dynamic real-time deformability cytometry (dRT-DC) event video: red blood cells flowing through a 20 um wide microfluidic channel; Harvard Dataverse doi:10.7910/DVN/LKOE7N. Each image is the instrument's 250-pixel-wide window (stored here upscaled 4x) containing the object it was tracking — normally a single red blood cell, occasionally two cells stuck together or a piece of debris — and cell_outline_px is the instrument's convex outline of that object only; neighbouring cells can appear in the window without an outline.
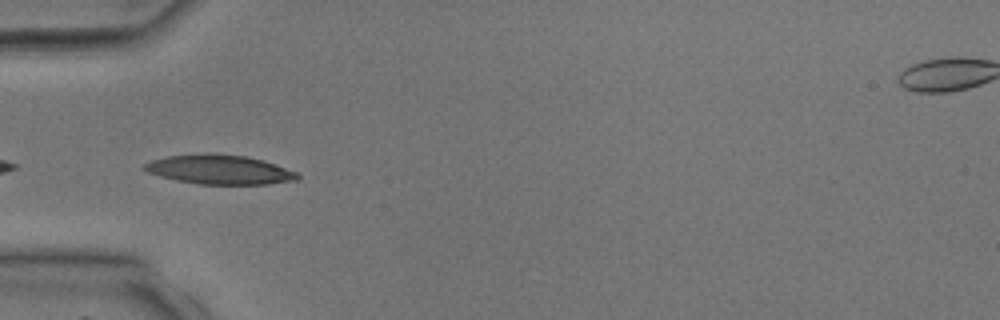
{"species": "common noctule bat (a hibernating species)", "species_latin": "Nyctalus noctula", "temperature_condition": "room temperature", "stored_images_in_passage": 11, "camera_frame_rate_fps": 3000, "um_per_image_px": 0.085, "animal": {"sex": "male", "body_mass_g": 17.9, "forearm_length_mm": 54.2}, "frame": {"image": 1, "passage_image": 4, "time_ms": 1.0, "image_size_px": [1000, 320], "cell_outline_px": [[300, 180], [268, 184], [200, 184], [176, 180], [160, 176], [148, 172], [140, 168], [144, 164], [152, 160], [168, 156], [244, 156], [264, 160], [276, 164], [296, 172], [300, 176]], "centroid_in_image_um": [18.71, 14.46], "position_along_channel_um": 66.3, "area_um2": 25.26}}